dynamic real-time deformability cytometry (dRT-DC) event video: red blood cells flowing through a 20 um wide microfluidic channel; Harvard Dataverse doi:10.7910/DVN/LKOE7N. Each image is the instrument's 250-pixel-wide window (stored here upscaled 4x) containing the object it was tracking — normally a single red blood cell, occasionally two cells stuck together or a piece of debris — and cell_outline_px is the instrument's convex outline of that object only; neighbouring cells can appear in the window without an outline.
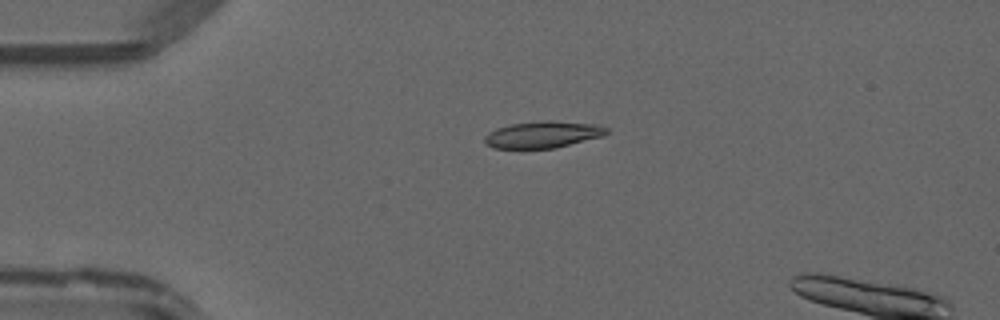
{"species": "common noctule bat (a hibernating species)", "species_latin": "Nyctalus noctula", "temperature_condition": "warm", "stored_images_in_passage": 5, "camera_frame_rate_fps": 3000, "um_per_image_px": 0.085, "animal": {"sex": "male", "forearm_length_mm": 52.5}, "frame": {"image": 1, "passage_image": 2, "time_ms": 0.333, "image_size_px": [1000, 320], "cell_outline_px": [[608, 132], [604, 136], [556, 148], [492, 148], [484, 144], [484, 136], [488, 132], [496, 128], [512, 124], [540, 120], [552, 120], [596, 124], [608, 128]], "centroid_in_image_um": [46.14, 11.43], "position_along_channel_um": 38.9, "area_um2": 19.25}}